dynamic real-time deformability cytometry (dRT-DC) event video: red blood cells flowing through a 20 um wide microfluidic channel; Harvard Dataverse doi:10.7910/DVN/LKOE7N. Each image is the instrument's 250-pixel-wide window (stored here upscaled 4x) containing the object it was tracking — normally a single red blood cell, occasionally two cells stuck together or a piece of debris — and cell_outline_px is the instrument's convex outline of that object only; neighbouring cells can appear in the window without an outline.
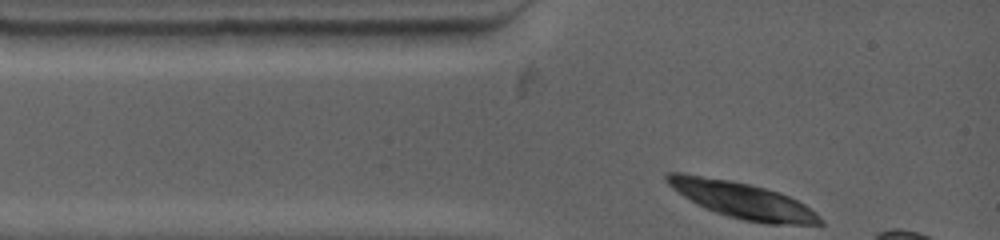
{"species": "common noctule bat (a hibernating species)", "species_latin": "Nyctalus noctula", "temperature_condition": "warm", "stored_images_in_passage": 3, "camera_frame_rate_fps": 4500, "um_per_image_px": 0.085, "animal": {"sex": "female", "body_mass_g": 19.0, "forearm_length_mm": 53.3}, "frame": {"image": 1, "passage_image": 1, "time_ms": 0.0, "image_size_px": [1000, 240], "cell_outline_px": [[824, 224], [764, 224], [744, 220], [728, 216], [704, 208], [696, 204], [672, 188], [664, 180], [664, 176], [668, 172], [684, 172], [732, 180], [780, 192], [804, 204], [816, 212], [824, 220]], "centroid_in_image_um": [63.06, 17.0], "position_along_channel_um": 21.9, "area_um2": 32.37}}